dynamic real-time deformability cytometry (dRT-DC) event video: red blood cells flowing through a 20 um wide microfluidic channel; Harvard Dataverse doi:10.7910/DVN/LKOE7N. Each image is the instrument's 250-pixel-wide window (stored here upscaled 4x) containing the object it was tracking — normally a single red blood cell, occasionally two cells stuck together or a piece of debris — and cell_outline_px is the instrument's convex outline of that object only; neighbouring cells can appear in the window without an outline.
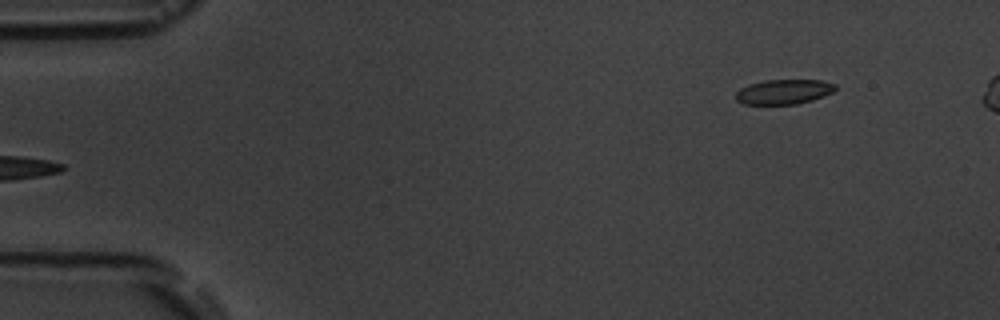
{"species": "common noctule bat (a hibernating species)", "species_latin": "Nyctalus noctula", "temperature_condition": "room temperature", "stored_images_in_passage": 6, "segment_of_instrument_passage": [2, 2], "camera_frame_rate_fps": 3000, "um_per_image_px": 0.085, "animal": {"sex": "male", "body_mass_g": 19.5, "forearm_length_mm": 54.6}, "frame": {"image": 1, "passage_image": 6, "time_ms": 5.667, "image_size_px": [1000, 320], "cell_outline_px": [[836, 88], [832, 92], [824, 96], [812, 100], [796, 104], [744, 104], [736, 100], [736, 92], [740, 88], [748, 84], [764, 80], [820, 80], [836, 84]], "centroid_in_image_um": [66.61, 7.79], "position_along_channel_um": 18.4, "area_um2": 14.39}}